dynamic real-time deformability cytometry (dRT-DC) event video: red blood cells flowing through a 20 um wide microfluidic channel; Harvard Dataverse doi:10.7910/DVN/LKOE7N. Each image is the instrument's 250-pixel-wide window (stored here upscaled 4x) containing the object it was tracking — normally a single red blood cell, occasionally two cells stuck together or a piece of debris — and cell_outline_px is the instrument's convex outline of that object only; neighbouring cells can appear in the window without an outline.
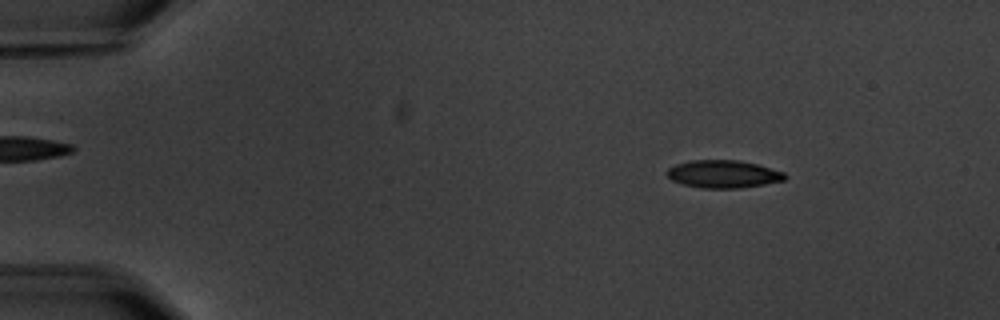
{"species": "common noctule bat (a hibernating species)", "species_latin": "Nyctalus noctula", "temperature_condition": "warm", "stored_images_in_passage": 8, "camera_frame_rate_fps": 3000, "um_per_image_px": 0.085, "animal": {"sex": "male", "body_mass_g": 20.1, "forearm_length_mm": 53.5}, "frame": {"image": 1, "passage_image": 1, "time_ms": 0.0, "image_size_px": [1000, 320], "cell_outline_px": [[788, 176], [784, 180], [764, 184], [740, 188], [700, 188], [684, 184], [672, 180], [664, 172], [668, 168], [676, 164], [692, 160], [740, 160], [756, 164], [784, 172]], "centroid_in_image_um": [61.47, 14.79], "position_along_channel_um": 23.5, "area_um2": 19.02}}
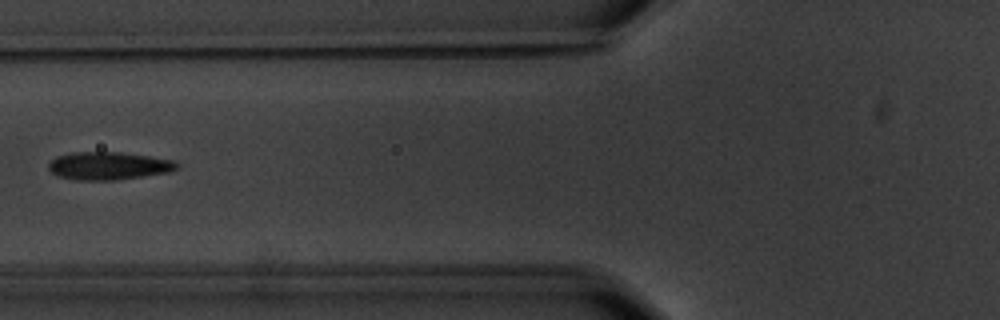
{"frame": {"image": 2, "passage_image": 5, "time_ms": 5.0, "image_size_px": [1000, 320], "cell_outline_px": [[180, 164], [176, 168], [168, 172], [116, 180], [72, 180], [56, 176], [48, 168], [48, 164], [56, 156], [72, 152], [116, 152], [148, 156], [172, 160]], "centroid_in_image_um": [9.16, 14.1], "position_along_channel_um": 116.6, "area_um2": 20.75}}
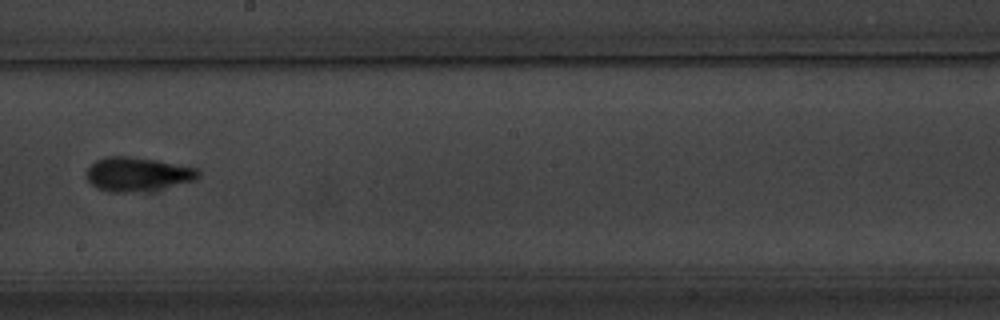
{"frame": {"image": 3, "passage_image": 8, "time_ms": 8.333, "image_size_px": [1000, 320], "cell_outline_px": [[200, 176], [196, 180], [124, 192], [112, 192], [96, 188], [84, 176], [84, 172], [96, 160], [104, 156], [128, 156], [156, 160], [200, 168]], "centroid_in_image_um": [11.63, 14.76], "position_along_channel_um": 236.6, "area_um2": 21.62}}